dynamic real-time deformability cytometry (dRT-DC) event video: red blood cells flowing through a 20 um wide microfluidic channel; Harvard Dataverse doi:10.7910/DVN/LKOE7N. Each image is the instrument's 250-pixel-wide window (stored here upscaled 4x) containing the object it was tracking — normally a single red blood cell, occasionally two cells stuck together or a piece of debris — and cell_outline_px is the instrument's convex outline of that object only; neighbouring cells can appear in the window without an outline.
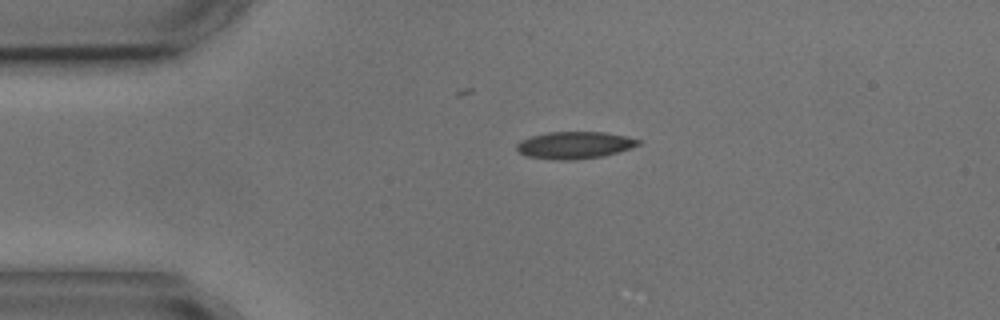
{"species": "common noctule bat (a hibernating species)", "species_latin": "Nyctalus noctula", "temperature_condition": "cold", "stored_images_in_passage": 2, "camera_frame_rate_fps": 3000, "um_per_image_px": 0.085, "animal": {"sex": "male", "body_mass_g": 17.9, "forearm_length_mm": 54.2}, "frame": {"image": 1, "passage_image": 1, "time_ms": 0.0, "image_size_px": [1000, 320], "cell_outline_px": [[640, 144], [632, 148], [600, 156], [572, 160], [556, 160], [528, 156], [520, 152], [516, 148], [516, 144], [520, 140], [532, 136], [548, 132], [604, 132], [628, 136], [640, 140]], "centroid_in_image_um": [48.84, 12.33], "position_along_channel_um": 36.2, "area_um2": 19.07}}